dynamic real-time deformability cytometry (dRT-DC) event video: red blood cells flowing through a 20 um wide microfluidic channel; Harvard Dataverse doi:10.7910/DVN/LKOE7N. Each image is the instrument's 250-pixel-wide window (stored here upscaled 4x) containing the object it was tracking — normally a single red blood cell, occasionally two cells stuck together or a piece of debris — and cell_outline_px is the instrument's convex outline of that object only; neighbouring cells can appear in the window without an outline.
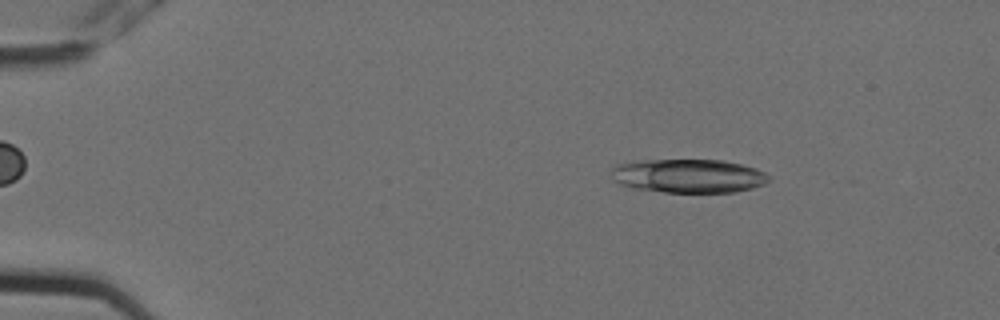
{"species": "Egyptian fruit bat (a non-hibernating species)", "species_latin": "Rousettus aegyptiacus", "temperature_condition": "cold", "stored_images_in_passage": 3, "camera_frame_rate_fps": 3000, "um_per_image_px": 0.085, "animal": {"sex": "female"}, "frame": {"image": 1, "passage_image": 1, "time_ms": 0.0, "image_size_px": [1000, 320], "cell_outline_px": [[772, 180], [764, 184], [752, 188], [736, 192], [664, 192], [628, 188], [612, 180], [612, 168], [616, 164], [644, 160], [724, 160], [756, 168], [772, 176]], "centroid_in_image_um": [58.53, 14.96], "position_along_channel_um": 26.5, "area_um2": 31.33}}